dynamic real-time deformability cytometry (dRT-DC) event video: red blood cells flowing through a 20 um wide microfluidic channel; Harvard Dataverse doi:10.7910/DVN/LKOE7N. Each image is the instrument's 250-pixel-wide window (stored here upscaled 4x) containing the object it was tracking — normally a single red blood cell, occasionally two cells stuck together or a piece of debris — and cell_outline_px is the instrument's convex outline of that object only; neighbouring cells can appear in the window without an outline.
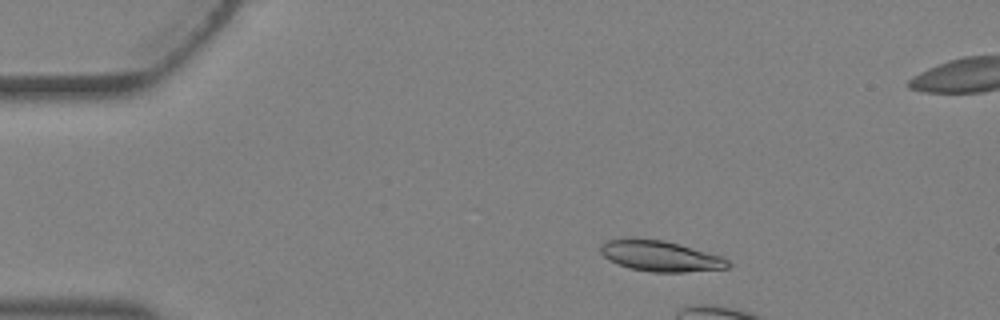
{"species": "Egyptian fruit bat (a non-hibernating species)", "species_latin": "Rousettus aegyptiacus", "temperature_condition": "warm", "stored_images_in_passage": 5, "camera_frame_rate_fps": 3000, "um_per_image_px": 0.085, "animal": {"sex": "female"}, "frame": {"image": 1, "passage_image": 2, "time_ms": 0.333, "image_size_px": [1000, 320], "cell_outline_px": [[732, 268], [684, 272], [652, 272], [632, 268], [608, 260], [600, 252], [600, 244], [608, 240], [664, 240], [680, 244], [720, 256], [728, 260], [732, 264]], "centroid_in_image_um": [56.2, 21.79], "position_along_channel_um": 28.8, "area_um2": 22.31}}
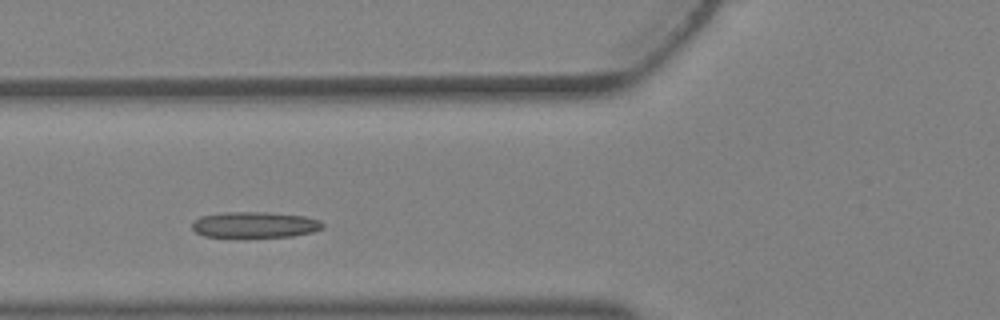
{"frame": {"image": 2, "passage_image": 5, "time_ms": 1.333, "image_size_px": [1000, 320], "cell_outline_px": [[324, 228], [312, 232], [292, 236], [204, 236], [196, 232], [192, 228], [192, 220], [200, 216], [220, 212], [268, 212], [304, 216], [320, 220], [324, 224]], "centroid_in_image_um": [21.65, 19.08], "position_along_channel_um": 104.2, "area_um2": 19.65}}